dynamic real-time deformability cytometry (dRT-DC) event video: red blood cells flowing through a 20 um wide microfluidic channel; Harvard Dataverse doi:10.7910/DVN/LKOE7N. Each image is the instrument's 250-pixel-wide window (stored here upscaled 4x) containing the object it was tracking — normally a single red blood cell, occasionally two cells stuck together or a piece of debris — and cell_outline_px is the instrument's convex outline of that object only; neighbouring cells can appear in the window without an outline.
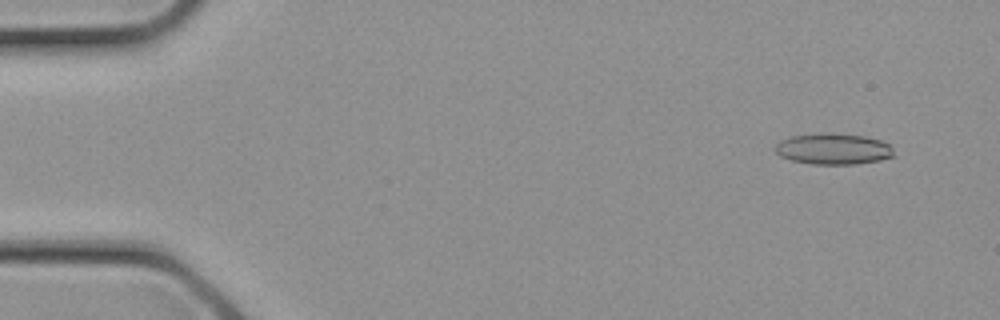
{"species": "common noctule bat (a hibernating species)", "species_latin": "Nyctalus noctula", "temperature_condition": "cold", "stored_images_in_passage": 10, "camera_frame_rate_fps": 3000, "um_per_image_px": 0.085, "animal": {"sex": "female", "body_mass_g": 21.9}, "frame": {"image": 1, "passage_image": 2, "time_ms": 0.333, "image_size_px": [1000, 320], "cell_outline_px": [[896, 156], [880, 160], [856, 164], [812, 164], [792, 160], [780, 156], [776, 152], [776, 144], [780, 140], [792, 136], [824, 132], [832, 132], [864, 136], [880, 140], [888, 144], [892, 148]], "centroid_in_image_um": [70.85, 12.65], "position_along_channel_um": 14.2, "area_um2": 21.62}}
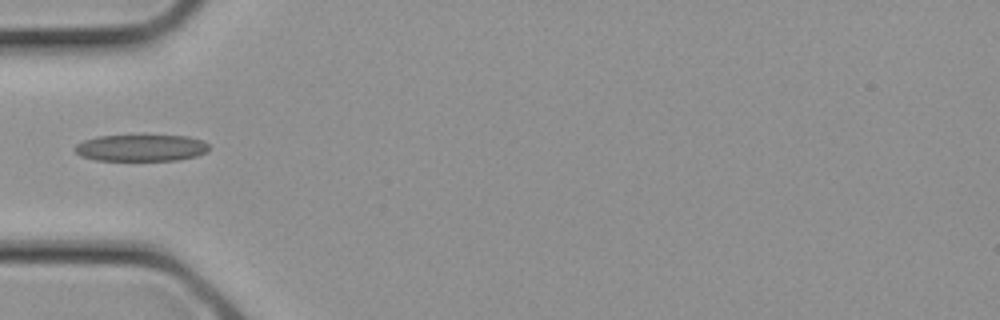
{"frame": {"image": 2, "passage_image": 9, "time_ms": 2.667, "image_size_px": [1000, 320], "cell_outline_px": [[208, 152], [196, 156], [176, 160], [96, 160], [80, 156], [72, 148], [76, 144], [84, 140], [100, 136], [188, 136], [200, 140], [208, 144]], "centroid_in_image_um": [11.96, 12.57], "position_along_channel_um": 73.0, "area_um2": 20.69}}